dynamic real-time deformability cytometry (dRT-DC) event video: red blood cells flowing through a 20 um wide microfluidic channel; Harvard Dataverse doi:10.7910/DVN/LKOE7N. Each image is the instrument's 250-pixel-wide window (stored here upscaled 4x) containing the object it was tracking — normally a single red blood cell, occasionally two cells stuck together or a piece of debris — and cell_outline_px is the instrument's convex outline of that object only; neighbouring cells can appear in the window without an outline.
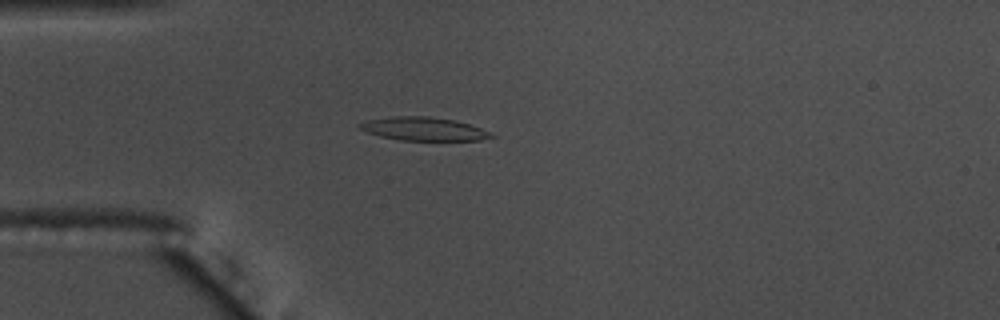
{"species": "common noctule bat (a hibernating species)", "species_latin": "Nyctalus noctula", "temperature_condition": "warm", "stored_images_in_passage": 46, "camera_frame_rate_fps": 3000, "um_per_image_px": 0.085, "animal": {"sex": "male", "body_mass_g": 17.5, "forearm_length_mm": 52.3}, "frame": {"image": 1, "passage_image": 14, "time_ms": 4.333, "image_size_px": [1000, 320], "cell_outline_px": [[496, 136], [480, 140], [400, 140], [380, 136], [368, 132], [360, 128], [356, 124], [368, 120], [392, 116], [428, 116], [452, 120], [468, 124], [480, 128]], "centroid_in_image_um": [35.97, 10.95], "position_along_channel_um": 49.0, "area_um2": 17.63}, "authors_computed_cell_mechanics": {"area_um2": 17.7446, "velocity_mm_per_s": 3.6273, "shape_relaxation_time_tau1_ms": 3.8969, "shape_relaxation_time_tau2_ms": 1.9883, "deformation_change_tau1": 0.1843, "deformation_change_tau2": 0.1156}}